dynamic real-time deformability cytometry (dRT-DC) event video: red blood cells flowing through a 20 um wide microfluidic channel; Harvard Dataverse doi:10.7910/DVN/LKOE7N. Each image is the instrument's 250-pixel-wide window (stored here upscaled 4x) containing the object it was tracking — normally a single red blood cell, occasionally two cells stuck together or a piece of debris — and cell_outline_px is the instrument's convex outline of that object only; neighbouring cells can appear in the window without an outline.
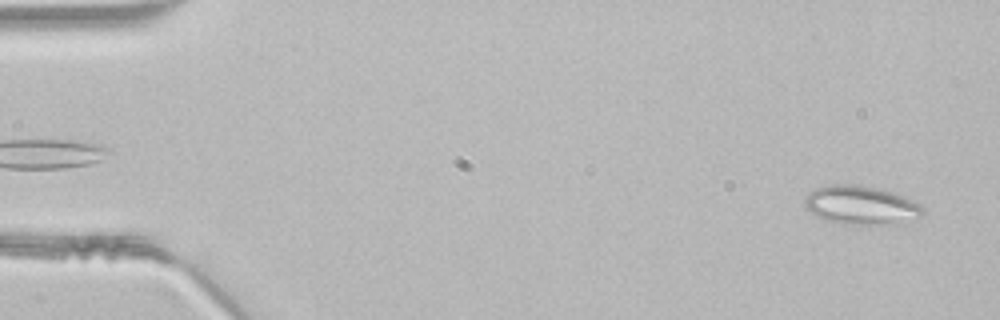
{"species": "common noctule bat (a hibernating species)", "species_latin": "Nyctalus noctula", "temperature_condition": "room temperature", "stored_images_in_passage": 46, "segment_of_instrument_passage": [1, 2], "camera_frame_rate_fps": 3000, "um_per_image_px": 0.085, "animal": {"sex": "male", "body_mass_g": 21.5, "forearm_length_mm": 52.0}, "frame": {"image": 1, "passage_image": 2, "time_ms": 0.333, "image_size_px": [1000, 320], "cell_outline_px": [[924, 212], [920, 216], [896, 224], [848, 224], [828, 220], [816, 216], [804, 208], [804, 196], [808, 192], [816, 188], [832, 184], [860, 184], [892, 192], [920, 204], [924, 208]], "centroid_in_image_um": [73.14, 17.43], "position_along_channel_um": 11.9, "area_um2": 26.59}}
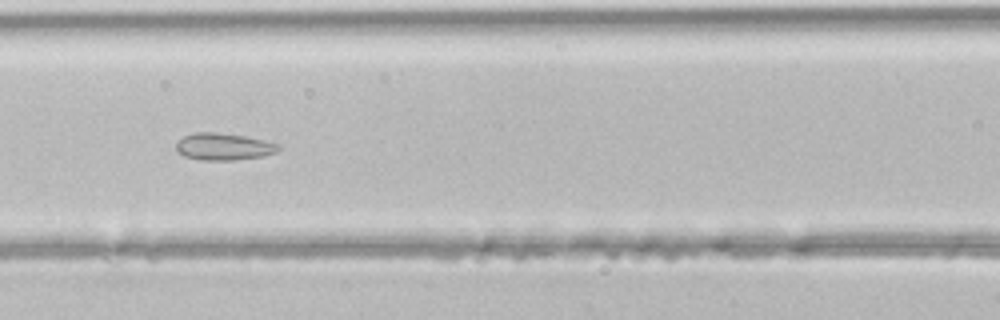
{"frame": {"image": 2, "passage_image": 20, "time_ms": 6.333, "image_size_px": [1000, 320], "cell_outline_px": [[280, 148], [276, 152], [260, 156], [232, 160], [200, 160], [184, 156], [176, 148], [176, 144], [184, 136], [196, 132], [216, 132], [244, 136], [264, 140], [280, 144]], "centroid_in_image_um": [19.01, 12.46], "position_along_channel_um": 147.6, "area_um2": 15.9}}
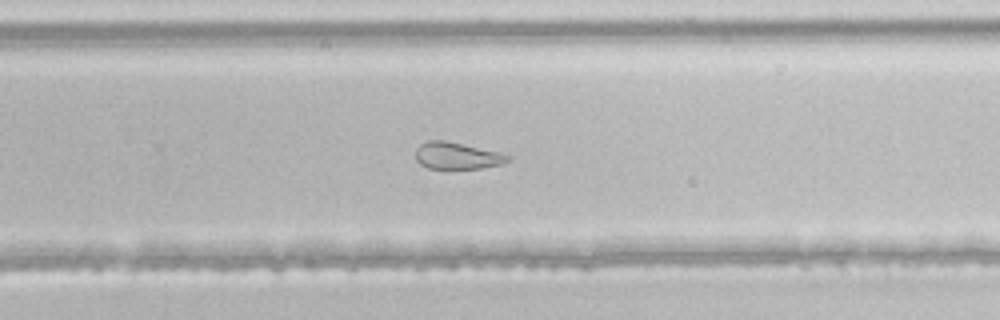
{"frame": {"image": 3, "passage_image": 30, "time_ms": 9.667, "image_size_px": [1000, 320], "cell_outline_px": [[512, 156], [504, 164], [484, 168], [428, 168], [420, 164], [416, 160], [416, 148], [420, 144], [428, 140], [444, 140], [500, 152]], "centroid_in_image_um": [38.86, 13.23], "position_along_channel_um": 290.9, "area_um2": 14.45}}